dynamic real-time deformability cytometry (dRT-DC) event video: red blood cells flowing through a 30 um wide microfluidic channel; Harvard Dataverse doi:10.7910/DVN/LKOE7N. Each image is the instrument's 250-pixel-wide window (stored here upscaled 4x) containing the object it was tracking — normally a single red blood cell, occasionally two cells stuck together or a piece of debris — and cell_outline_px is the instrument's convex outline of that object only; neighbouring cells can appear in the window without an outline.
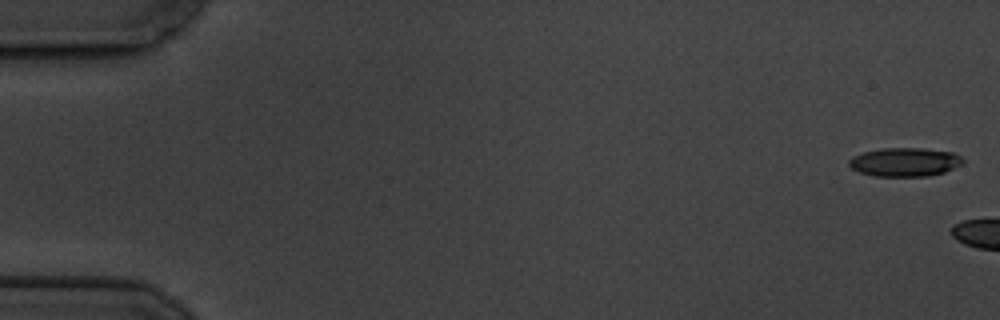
{"species": "common noctule bat (a hibernating species)", "species_latin": "Nyctalus noctula", "temperature_condition": "cold", "stored_images_in_passage": 8, "camera_frame_rate_fps": 3000, "um_per_image_px": 0.085, "animal": {"sex": "male", "body_mass_g": 19.5, "forearm_length_mm": 54.6}, "frame": {"image": 1, "passage_image": 1, "time_ms": 0.0, "image_size_px": [1000, 320], "cell_outline_px": [[964, 164], [944, 172], [928, 176], [872, 176], [860, 172], [852, 168], [848, 164], [848, 160], [852, 156], [864, 152], [884, 148], [920, 148], [952, 152], [960, 156], [964, 160]], "centroid_in_image_um": [76.91, 13.78], "position_along_channel_um": 8.1, "area_um2": 19.07}}